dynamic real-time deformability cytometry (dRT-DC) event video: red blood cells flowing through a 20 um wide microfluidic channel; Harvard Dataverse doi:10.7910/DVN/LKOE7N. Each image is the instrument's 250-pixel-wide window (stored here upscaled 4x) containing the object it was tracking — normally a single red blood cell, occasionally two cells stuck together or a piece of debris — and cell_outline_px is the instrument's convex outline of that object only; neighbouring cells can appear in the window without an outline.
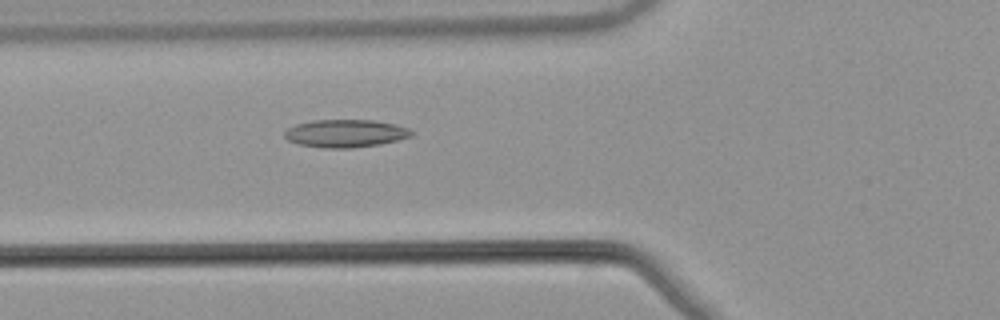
{"species": "common noctule bat (a hibernating species)", "species_latin": "Nyctalus noctula", "temperature_condition": "warm", "stored_images_in_passage": 53, "camera_frame_rate_fps": 3000, "um_per_image_px": 0.085, "animal": {"sex": "male", "body_mass_g": 21.5, "forearm_length_mm": 52.0}, "frame": {"image": 1, "passage_image": 20, "time_ms": 6.333, "image_size_px": [1000, 320], "cell_outline_px": [[412, 136], [380, 144], [352, 148], [324, 148], [300, 144], [288, 140], [284, 136], [284, 132], [288, 128], [296, 124], [312, 120], [372, 120], [396, 124], [408, 128], [412, 132]], "centroid_in_image_um": [29.35, 11.33], "position_along_channel_um": 96.4, "area_um2": 20.46}}
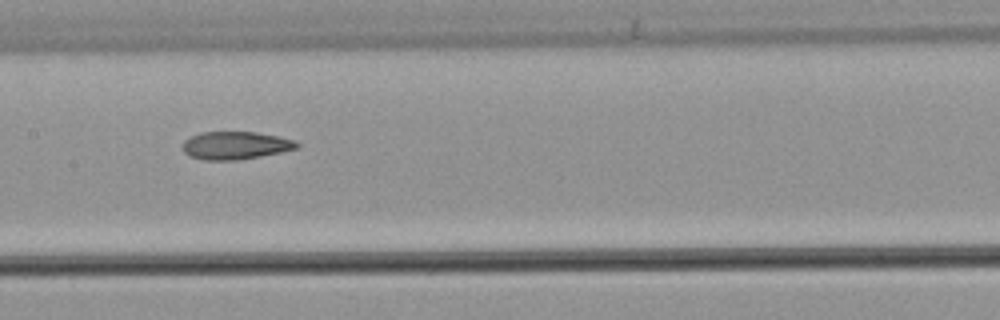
{"frame": {"image": 2, "passage_image": 27, "time_ms": 8.667, "image_size_px": [1000, 320], "cell_outline_px": [[300, 144], [296, 148], [280, 152], [260, 156], [236, 160], [204, 160], [188, 156], [184, 152], [184, 140], [200, 132], [256, 132], [296, 140]], "centroid_in_image_um": [20.0, 12.36], "position_along_channel_um": 187.4, "area_um2": 18.38}}
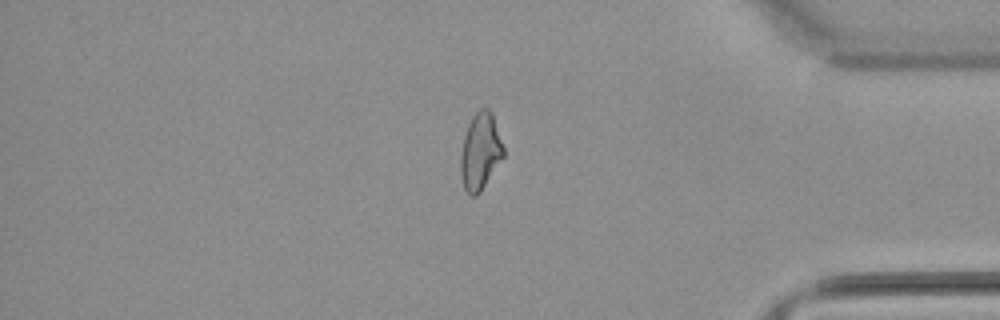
{"frame": {"image": 3, "passage_image": 45, "time_ms": 14.667, "image_size_px": [1000, 320], "cell_outline_px": [[504, 156], [480, 192], [476, 196], [472, 196], [464, 188], [460, 176], [460, 156], [464, 136], [468, 124], [472, 116], [480, 108], [488, 108], [492, 112], [504, 148]], "centroid_in_image_um": [40.82, 12.87], "position_along_channel_um": 394.4, "area_um2": 19.19}, "authors_computed_cell_mechanics": {"area_um2": 19.7676, "velocity_mm_per_s": 3.8788, "shape_relaxation_time_tau1_ms": null, "shape_relaxation_time_tau2_ms": 2.7756, "deformation_change_tau1": null, "deformation_change_tau2": 0.1023}}